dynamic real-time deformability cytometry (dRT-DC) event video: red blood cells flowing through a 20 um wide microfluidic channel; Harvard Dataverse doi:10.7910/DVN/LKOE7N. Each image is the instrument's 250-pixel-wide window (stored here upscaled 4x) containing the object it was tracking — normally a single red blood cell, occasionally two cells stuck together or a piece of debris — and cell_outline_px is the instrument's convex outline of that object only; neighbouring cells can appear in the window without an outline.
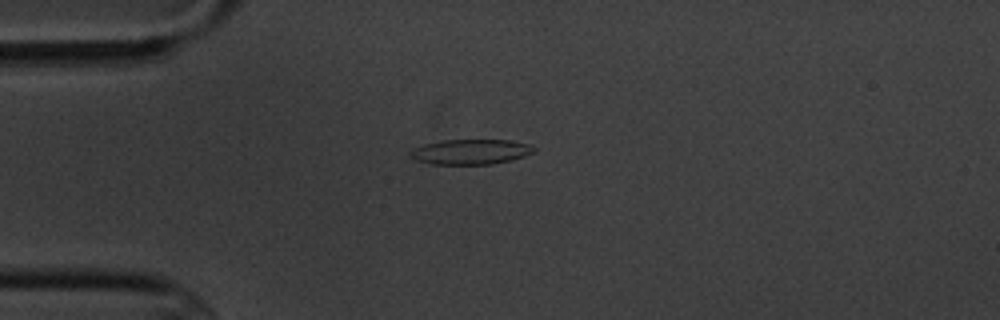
{"species": "common noctule bat (a hibernating species)", "species_latin": "Nyctalus noctula", "temperature_condition": "cold", "stored_images_in_passage": 4, "camera_frame_rate_fps": 3000, "um_per_image_px": 0.085, "animal": {"sex": "male", "body_mass_g": 20.1, "forearm_length_mm": 53.5}, "frame": {"image": 1, "passage_image": 1, "time_ms": 0.0, "image_size_px": [1000, 320], "cell_outline_px": [[536, 148], [532, 152], [524, 156], [492, 164], [432, 164], [416, 160], [408, 156], [408, 152], [412, 148], [424, 144], [440, 140], [512, 140], [528, 144]], "centroid_in_image_um": [39.93, 12.89], "position_along_channel_um": 45.1, "area_um2": 18.09}}
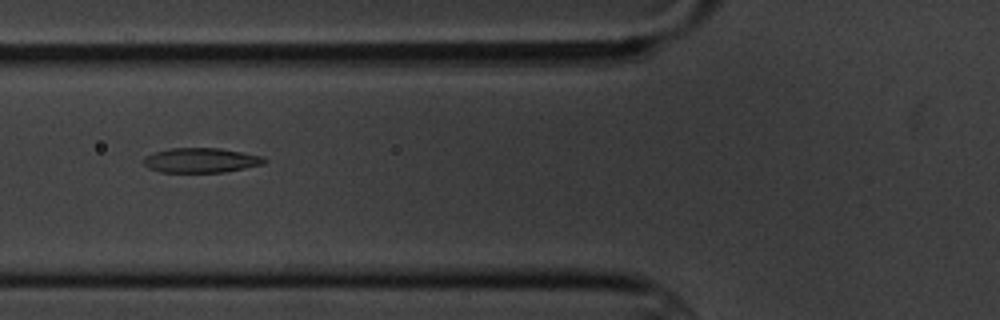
{"frame": {"image": 2, "passage_image": 3, "time_ms": 2.333, "image_size_px": [1000, 320], "cell_outline_px": [[268, 160], [264, 164], [224, 172], [160, 172], [148, 168], [144, 164], [144, 156], [156, 152], [172, 148], [220, 148], [244, 152], [264, 156]], "centroid_in_image_um": [17.12, 13.62], "position_along_channel_um": 108.7, "area_um2": 17.46}}
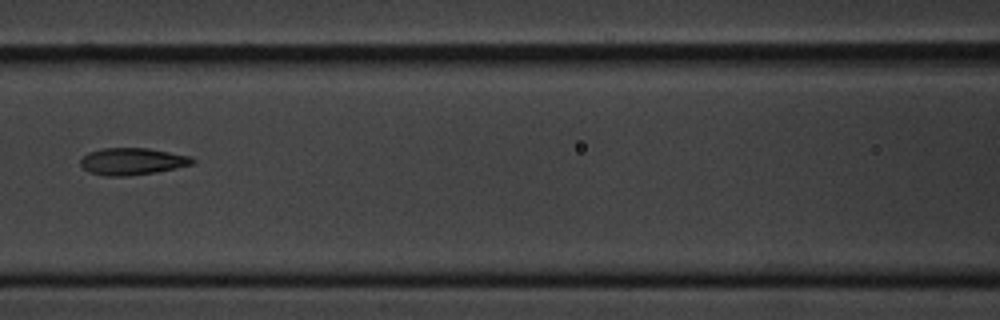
{"frame": {"image": 3, "passage_image": 4, "time_ms": 3.667, "image_size_px": [1000, 320], "cell_outline_px": [[196, 160], [192, 164], [176, 168], [156, 172], [128, 176], [104, 176], [88, 172], [80, 164], [80, 160], [88, 152], [100, 148], [148, 148], [192, 156]], "centroid_in_image_um": [11.24, 13.72], "position_along_channel_um": 155.4, "area_um2": 17.74}}